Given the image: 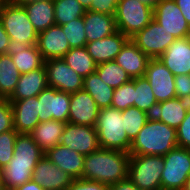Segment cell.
I'll list each match as a JSON object with an SVG mask.
<instances>
[{
    "label": "cell",
    "mask_w": 190,
    "mask_h": 190,
    "mask_svg": "<svg viewBox=\"0 0 190 190\" xmlns=\"http://www.w3.org/2000/svg\"><path fill=\"white\" fill-rule=\"evenodd\" d=\"M44 155L45 153L29 134L19 133L12 159L0 170L5 189L14 190L32 180L33 169Z\"/></svg>",
    "instance_id": "1"
},
{
    "label": "cell",
    "mask_w": 190,
    "mask_h": 190,
    "mask_svg": "<svg viewBox=\"0 0 190 190\" xmlns=\"http://www.w3.org/2000/svg\"><path fill=\"white\" fill-rule=\"evenodd\" d=\"M130 154L120 150L99 149L85 156L82 179L112 185L128 178Z\"/></svg>",
    "instance_id": "2"
},
{
    "label": "cell",
    "mask_w": 190,
    "mask_h": 190,
    "mask_svg": "<svg viewBox=\"0 0 190 190\" xmlns=\"http://www.w3.org/2000/svg\"><path fill=\"white\" fill-rule=\"evenodd\" d=\"M177 145L176 129L161 121L148 120L132 141L130 155L164 156Z\"/></svg>",
    "instance_id": "3"
},
{
    "label": "cell",
    "mask_w": 190,
    "mask_h": 190,
    "mask_svg": "<svg viewBox=\"0 0 190 190\" xmlns=\"http://www.w3.org/2000/svg\"><path fill=\"white\" fill-rule=\"evenodd\" d=\"M0 20L9 35L12 48L37 45L38 32L30 22L24 6L3 0L0 5Z\"/></svg>",
    "instance_id": "4"
},
{
    "label": "cell",
    "mask_w": 190,
    "mask_h": 190,
    "mask_svg": "<svg viewBox=\"0 0 190 190\" xmlns=\"http://www.w3.org/2000/svg\"><path fill=\"white\" fill-rule=\"evenodd\" d=\"M95 129L101 149L120 150L129 153L132 142L124 129L122 111L112 107L100 109Z\"/></svg>",
    "instance_id": "5"
},
{
    "label": "cell",
    "mask_w": 190,
    "mask_h": 190,
    "mask_svg": "<svg viewBox=\"0 0 190 190\" xmlns=\"http://www.w3.org/2000/svg\"><path fill=\"white\" fill-rule=\"evenodd\" d=\"M163 156L130 155L128 178L141 190H161Z\"/></svg>",
    "instance_id": "6"
},
{
    "label": "cell",
    "mask_w": 190,
    "mask_h": 190,
    "mask_svg": "<svg viewBox=\"0 0 190 190\" xmlns=\"http://www.w3.org/2000/svg\"><path fill=\"white\" fill-rule=\"evenodd\" d=\"M115 20L117 30L130 38L153 20V9L138 0H120Z\"/></svg>",
    "instance_id": "7"
},
{
    "label": "cell",
    "mask_w": 190,
    "mask_h": 190,
    "mask_svg": "<svg viewBox=\"0 0 190 190\" xmlns=\"http://www.w3.org/2000/svg\"><path fill=\"white\" fill-rule=\"evenodd\" d=\"M163 158L161 190H182L190 176V149L176 146Z\"/></svg>",
    "instance_id": "8"
},
{
    "label": "cell",
    "mask_w": 190,
    "mask_h": 190,
    "mask_svg": "<svg viewBox=\"0 0 190 190\" xmlns=\"http://www.w3.org/2000/svg\"><path fill=\"white\" fill-rule=\"evenodd\" d=\"M175 39L155 19L130 37V40L150 59L159 58Z\"/></svg>",
    "instance_id": "9"
},
{
    "label": "cell",
    "mask_w": 190,
    "mask_h": 190,
    "mask_svg": "<svg viewBox=\"0 0 190 190\" xmlns=\"http://www.w3.org/2000/svg\"><path fill=\"white\" fill-rule=\"evenodd\" d=\"M71 93L57 90L52 87L45 88L38 96L39 122L49 120L68 122Z\"/></svg>",
    "instance_id": "10"
},
{
    "label": "cell",
    "mask_w": 190,
    "mask_h": 190,
    "mask_svg": "<svg viewBox=\"0 0 190 190\" xmlns=\"http://www.w3.org/2000/svg\"><path fill=\"white\" fill-rule=\"evenodd\" d=\"M44 66L48 87L68 93L83 89L84 78L70 68L62 58L45 60Z\"/></svg>",
    "instance_id": "11"
},
{
    "label": "cell",
    "mask_w": 190,
    "mask_h": 190,
    "mask_svg": "<svg viewBox=\"0 0 190 190\" xmlns=\"http://www.w3.org/2000/svg\"><path fill=\"white\" fill-rule=\"evenodd\" d=\"M61 145L87 156L100 149L95 127L67 122L61 135Z\"/></svg>",
    "instance_id": "12"
},
{
    "label": "cell",
    "mask_w": 190,
    "mask_h": 190,
    "mask_svg": "<svg viewBox=\"0 0 190 190\" xmlns=\"http://www.w3.org/2000/svg\"><path fill=\"white\" fill-rule=\"evenodd\" d=\"M153 19L176 39L190 37V26L174 0H160L153 9Z\"/></svg>",
    "instance_id": "13"
},
{
    "label": "cell",
    "mask_w": 190,
    "mask_h": 190,
    "mask_svg": "<svg viewBox=\"0 0 190 190\" xmlns=\"http://www.w3.org/2000/svg\"><path fill=\"white\" fill-rule=\"evenodd\" d=\"M144 77L150 83L157 102L176 98L175 76L158 58L149 60Z\"/></svg>",
    "instance_id": "14"
},
{
    "label": "cell",
    "mask_w": 190,
    "mask_h": 190,
    "mask_svg": "<svg viewBox=\"0 0 190 190\" xmlns=\"http://www.w3.org/2000/svg\"><path fill=\"white\" fill-rule=\"evenodd\" d=\"M100 108L84 89L71 93L68 122L95 127Z\"/></svg>",
    "instance_id": "15"
},
{
    "label": "cell",
    "mask_w": 190,
    "mask_h": 190,
    "mask_svg": "<svg viewBox=\"0 0 190 190\" xmlns=\"http://www.w3.org/2000/svg\"><path fill=\"white\" fill-rule=\"evenodd\" d=\"M190 103L180 98H173L164 102H157L145 113L147 120L161 121L177 129L185 119Z\"/></svg>",
    "instance_id": "16"
},
{
    "label": "cell",
    "mask_w": 190,
    "mask_h": 190,
    "mask_svg": "<svg viewBox=\"0 0 190 190\" xmlns=\"http://www.w3.org/2000/svg\"><path fill=\"white\" fill-rule=\"evenodd\" d=\"M32 180L45 190H65L73 178L44 155L33 169Z\"/></svg>",
    "instance_id": "17"
},
{
    "label": "cell",
    "mask_w": 190,
    "mask_h": 190,
    "mask_svg": "<svg viewBox=\"0 0 190 190\" xmlns=\"http://www.w3.org/2000/svg\"><path fill=\"white\" fill-rule=\"evenodd\" d=\"M176 75H190V37L177 38L158 58Z\"/></svg>",
    "instance_id": "18"
},
{
    "label": "cell",
    "mask_w": 190,
    "mask_h": 190,
    "mask_svg": "<svg viewBox=\"0 0 190 190\" xmlns=\"http://www.w3.org/2000/svg\"><path fill=\"white\" fill-rule=\"evenodd\" d=\"M37 47L44 60L62 58L71 48L59 25H53L38 33Z\"/></svg>",
    "instance_id": "19"
},
{
    "label": "cell",
    "mask_w": 190,
    "mask_h": 190,
    "mask_svg": "<svg viewBox=\"0 0 190 190\" xmlns=\"http://www.w3.org/2000/svg\"><path fill=\"white\" fill-rule=\"evenodd\" d=\"M130 38L117 31L112 35L86 43V49L94 62L98 65L115 60L125 43Z\"/></svg>",
    "instance_id": "20"
},
{
    "label": "cell",
    "mask_w": 190,
    "mask_h": 190,
    "mask_svg": "<svg viewBox=\"0 0 190 190\" xmlns=\"http://www.w3.org/2000/svg\"><path fill=\"white\" fill-rule=\"evenodd\" d=\"M9 102L13 111L15 131L29 134L40 123L37 96Z\"/></svg>",
    "instance_id": "21"
},
{
    "label": "cell",
    "mask_w": 190,
    "mask_h": 190,
    "mask_svg": "<svg viewBox=\"0 0 190 190\" xmlns=\"http://www.w3.org/2000/svg\"><path fill=\"white\" fill-rule=\"evenodd\" d=\"M45 156L73 179L82 178L85 156L61 144H57L45 153Z\"/></svg>",
    "instance_id": "22"
},
{
    "label": "cell",
    "mask_w": 190,
    "mask_h": 190,
    "mask_svg": "<svg viewBox=\"0 0 190 190\" xmlns=\"http://www.w3.org/2000/svg\"><path fill=\"white\" fill-rule=\"evenodd\" d=\"M149 60L150 58L129 39L114 61L133 79L144 77Z\"/></svg>",
    "instance_id": "23"
},
{
    "label": "cell",
    "mask_w": 190,
    "mask_h": 190,
    "mask_svg": "<svg viewBox=\"0 0 190 190\" xmlns=\"http://www.w3.org/2000/svg\"><path fill=\"white\" fill-rule=\"evenodd\" d=\"M47 87V73L45 66H43L29 73L21 74L16 88L8 98V101H18L38 96Z\"/></svg>",
    "instance_id": "24"
},
{
    "label": "cell",
    "mask_w": 190,
    "mask_h": 190,
    "mask_svg": "<svg viewBox=\"0 0 190 190\" xmlns=\"http://www.w3.org/2000/svg\"><path fill=\"white\" fill-rule=\"evenodd\" d=\"M83 18L87 42L108 37L118 31L114 15L86 10Z\"/></svg>",
    "instance_id": "25"
},
{
    "label": "cell",
    "mask_w": 190,
    "mask_h": 190,
    "mask_svg": "<svg viewBox=\"0 0 190 190\" xmlns=\"http://www.w3.org/2000/svg\"><path fill=\"white\" fill-rule=\"evenodd\" d=\"M65 125L66 123L53 119L47 122H40L29 135L41 150L46 153L60 143Z\"/></svg>",
    "instance_id": "26"
},
{
    "label": "cell",
    "mask_w": 190,
    "mask_h": 190,
    "mask_svg": "<svg viewBox=\"0 0 190 190\" xmlns=\"http://www.w3.org/2000/svg\"><path fill=\"white\" fill-rule=\"evenodd\" d=\"M27 16L34 29L40 33L55 25L54 4L52 0H41L24 5Z\"/></svg>",
    "instance_id": "27"
},
{
    "label": "cell",
    "mask_w": 190,
    "mask_h": 190,
    "mask_svg": "<svg viewBox=\"0 0 190 190\" xmlns=\"http://www.w3.org/2000/svg\"><path fill=\"white\" fill-rule=\"evenodd\" d=\"M9 53L17 70L21 74L29 73L44 66L45 60L39 52L37 45L14 47Z\"/></svg>",
    "instance_id": "28"
},
{
    "label": "cell",
    "mask_w": 190,
    "mask_h": 190,
    "mask_svg": "<svg viewBox=\"0 0 190 190\" xmlns=\"http://www.w3.org/2000/svg\"><path fill=\"white\" fill-rule=\"evenodd\" d=\"M83 89L91 95L100 109L111 107L115 89L106 85L96 72L84 78Z\"/></svg>",
    "instance_id": "29"
},
{
    "label": "cell",
    "mask_w": 190,
    "mask_h": 190,
    "mask_svg": "<svg viewBox=\"0 0 190 190\" xmlns=\"http://www.w3.org/2000/svg\"><path fill=\"white\" fill-rule=\"evenodd\" d=\"M21 73L10 53L0 54V98H9L14 92Z\"/></svg>",
    "instance_id": "30"
},
{
    "label": "cell",
    "mask_w": 190,
    "mask_h": 190,
    "mask_svg": "<svg viewBox=\"0 0 190 190\" xmlns=\"http://www.w3.org/2000/svg\"><path fill=\"white\" fill-rule=\"evenodd\" d=\"M62 59L82 78L96 71L97 64L94 62L86 47L71 48Z\"/></svg>",
    "instance_id": "31"
},
{
    "label": "cell",
    "mask_w": 190,
    "mask_h": 190,
    "mask_svg": "<svg viewBox=\"0 0 190 190\" xmlns=\"http://www.w3.org/2000/svg\"><path fill=\"white\" fill-rule=\"evenodd\" d=\"M55 24L62 26L84 16L86 9L78 0H53Z\"/></svg>",
    "instance_id": "32"
},
{
    "label": "cell",
    "mask_w": 190,
    "mask_h": 190,
    "mask_svg": "<svg viewBox=\"0 0 190 190\" xmlns=\"http://www.w3.org/2000/svg\"><path fill=\"white\" fill-rule=\"evenodd\" d=\"M95 72L106 85L114 89L131 80L114 60L98 64Z\"/></svg>",
    "instance_id": "33"
},
{
    "label": "cell",
    "mask_w": 190,
    "mask_h": 190,
    "mask_svg": "<svg viewBox=\"0 0 190 190\" xmlns=\"http://www.w3.org/2000/svg\"><path fill=\"white\" fill-rule=\"evenodd\" d=\"M124 119V129L132 142L138 135L139 131L146 124L147 117L145 111L139 110L137 107H129L122 111Z\"/></svg>",
    "instance_id": "34"
},
{
    "label": "cell",
    "mask_w": 190,
    "mask_h": 190,
    "mask_svg": "<svg viewBox=\"0 0 190 190\" xmlns=\"http://www.w3.org/2000/svg\"><path fill=\"white\" fill-rule=\"evenodd\" d=\"M155 103L157 100L147 79L135 78L134 107L146 112Z\"/></svg>",
    "instance_id": "35"
},
{
    "label": "cell",
    "mask_w": 190,
    "mask_h": 190,
    "mask_svg": "<svg viewBox=\"0 0 190 190\" xmlns=\"http://www.w3.org/2000/svg\"><path fill=\"white\" fill-rule=\"evenodd\" d=\"M69 42L70 48L85 47L87 38L85 35L84 18H76L61 26Z\"/></svg>",
    "instance_id": "36"
},
{
    "label": "cell",
    "mask_w": 190,
    "mask_h": 190,
    "mask_svg": "<svg viewBox=\"0 0 190 190\" xmlns=\"http://www.w3.org/2000/svg\"><path fill=\"white\" fill-rule=\"evenodd\" d=\"M135 78L114 90L111 107L123 111L134 106Z\"/></svg>",
    "instance_id": "37"
},
{
    "label": "cell",
    "mask_w": 190,
    "mask_h": 190,
    "mask_svg": "<svg viewBox=\"0 0 190 190\" xmlns=\"http://www.w3.org/2000/svg\"><path fill=\"white\" fill-rule=\"evenodd\" d=\"M16 131H6L0 133V170L10 162L14 153Z\"/></svg>",
    "instance_id": "38"
},
{
    "label": "cell",
    "mask_w": 190,
    "mask_h": 190,
    "mask_svg": "<svg viewBox=\"0 0 190 190\" xmlns=\"http://www.w3.org/2000/svg\"><path fill=\"white\" fill-rule=\"evenodd\" d=\"M15 131L13 111L7 98H0V133Z\"/></svg>",
    "instance_id": "39"
},
{
    "label": "cell",
    "mask_w": 190,
    "mask_h": 190,
    "mask_svg": "<svg viewBox=\"0 0 190 190\" xmlns=\"http://www.w3.org/2000/svg\"><path fill=\"white\" fill-rule=\"evenodd\" d=\"M177 145L190 149V108L188 109L185 119L176 129Z\"/></svg>",
    "instance_id": "40"
},
{
    "label": "cell",
    "mask_w": 190,
    "mask_h": 190,
    "mask_svg": "<svg viewBox=\"0 0 190 190\" xmlns=\"http://www.w3.org/2000/svg\"><path fill=\"white\" fill-rule=\"evenodd\" d=\"M65 190H109V185L85 179H73Z\"/></svg>",
    "instance_id": "41"
},
{
    "label": "cell",
    "mask_w": 190,
    "mask_h": 190,
    "mask_svg": "<svg viewBox=\"0 0 190 190\" xmlns=\"http://www.w3.org/2000/svg\"><path fill=\"white\" fill-rule=\"evenodd\" d=\"M119 1L120 0H92L87 10L115 16Z\"/></svg>",
    "instance_id": "42"
},
{
    "label": "cell",
    "mask_w": 190,
    "mask_h": 190,
    "mask_svg": "<svg viewBox=\"0 0 190 190\" xmlns=\"http://www.w3.org/2000/svg\"><path fill=\"white\" fill-rule=\"evenodd\" d=\"M176 97L190 102V75L175 76Z\"/></svg>",
    "instance_id": "43"
},
{
    "label": "cell",
    "mask_w": 190,
    "mask_h": 190,
    "mask_svg": "<svg viewBox=\"0 0 190 190\" xmlns=\"http://www.w3.org/2000/svg\"><path fill=\"white\" fill-rule=\"evenodd\" d=\"M11 49L12 46L9 35L6 33L0 20V54L9 53Z\"/></svg>",
    "instance_id": "44"
},
{
    "label": "cell",
    "mask_w": 190,
    "mask_h": 190,
    "mask_svg": "<svg viewBox=\"0 0 190 190\" xmlns=\"http://www.w3.org/2000/svg\"><path fill=\"white\" fill-rule=\"evenodd\" d=\"M109 190H141L129 178L109 186Z\"/></svg>",
    "instance_id": "45"
},
{
    "label": "cell",
    "mask_w": 190,
    "mask_h": 190,
    "mask_svg": "<svg viewBox=\"0 0 190 190\" xmlns=\"http://www.w3.org/2000/svg\"><path fill=\"white\" fill-rule=\"evenodd\" d=\"M190 26V0H174Z\"/></svg>",
    "instance_id": "46"
},
{
    "label": "cell",
    "mask_w": 190,
    "mask_h": 190,
    "mask_svg": "<svg viewBox=\"0 0 190 190\" xmlns=\"http://www.w3.org/2000/svg\"><path fill=\"white\" fill-rule=\"evenodd\" d=\"M14 190H45L41 185L37 182L30 180L23 185L16 187Z\"/></svg>",
    "instance_id": "47"
},
{
    "label": "cell",
    "mask_w": 190,
    "mask_h": 190,
    "mask_svg": "<svg viewBox=\"0 0 190 190\" xmlns=\"http://www.w3.org/2000/svg\"><path fill=\"white\" fill-rule=\"evenodd\" d=\"M12 3H14L15 5H20V6H24V5H27L29 3H32V2H38V1H41V0H10ZM53 1V0H52Z\"/></svg>",
    "instance_id": "48"
},
{
    "label": "cell",
    "mask_w": 190,
    "mask_h": 190,
    "mask_svg": "<svg viewBox=\"0 0 190 190\" xmlns=\"http://www.w3.org/2000/svg\"><path fill=\"white\" fill-rule=\"evenodd\" d=\"M140 1L141 3L149 6L150 8L154 9L155 6L157 5V3L160 1V0H138Z\"/></svg>",
    "instance_id": "49"
},
{
    "label": "cell",
    "mask_w": 190,
    "mask_h": 190,
    "mask_svg": "<svg viewBox=\"0 0 190 190\" xmlns=\"http://www.w3.org/2000/svg\"><path fill=\"white\" fill-rule=\"evenodd\" d=\"M81 5L87 10L90 7L92 0H78Z\"/></svg>",
    "instance_id": "50"
},
{
    "label": "cell",
    "mask_w": 190,
    "mask_h": 190,
    "mask_svg": "<svg viewBox=\"0 0 190 190\" xmlns=\"http://www.w3.org/2000/svg\"><path fill=\"white\" fill-rule=\"evenodd\" d=\"M182 190H190V176H189V178L186 180L185 185H184V187H183Z\"/></svg>",
    "instance_id": "51"
},
{
    "label": "cell",
    "mask_w": 190,
    "mask_h": 190,
    "mask_svg": "<svg viewBox=\"0 0 190 190\" xmlns=\"http://www.w3.org/2000/svg\"><path fill=\"white\" fill-rule=\"evenodd\" d=\"M0 190H6L5 187H4L1 171H0Z\"/></svg>",
    "instance_id": "52"
}]
</instances>
